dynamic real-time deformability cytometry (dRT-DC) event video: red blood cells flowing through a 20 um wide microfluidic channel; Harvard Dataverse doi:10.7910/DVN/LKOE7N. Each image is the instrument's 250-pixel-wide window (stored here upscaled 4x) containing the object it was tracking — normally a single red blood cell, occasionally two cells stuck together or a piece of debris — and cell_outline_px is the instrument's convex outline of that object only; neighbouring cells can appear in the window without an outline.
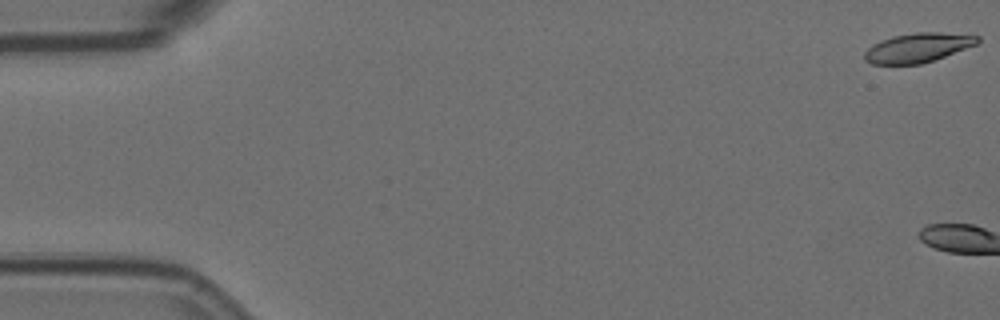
{"species": "Egyptian fruit bat (a non-hibernating species)", "species_latin": "Rousettus aegyptiacus", "temperature_condition": "room temperature", "stored_images_in_passage": 4, "camera_frame_rate_fps": 3000, "um_per_image_px": 0.085, "animal": {"sex": "female"}, "frame": {"image": 1, "passage_image": 1, "time_ms": 0.0, "image_size_px": [1000, 320], "cell_outline_px": [[980, 40], [976, 44], [944, 56], [920, 64], [872, 64], [864, 60], [864, 52], [872, 44], [880, 40], [892, 36], [916, 32], [940, 32], [980, 36]], "centroid_in_image_um": [77.96, 4.04], "position_along_channel_um": 7.0, "area_um2": 19.19}}